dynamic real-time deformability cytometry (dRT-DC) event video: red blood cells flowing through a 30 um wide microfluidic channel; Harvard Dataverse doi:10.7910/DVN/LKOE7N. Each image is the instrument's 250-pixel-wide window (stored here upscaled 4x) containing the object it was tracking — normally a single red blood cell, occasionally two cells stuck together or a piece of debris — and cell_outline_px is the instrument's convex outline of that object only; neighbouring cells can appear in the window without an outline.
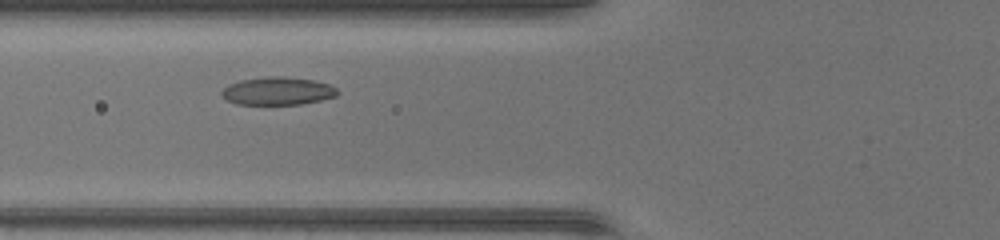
{"species": "common noctule bat (a hibernating species)", "species_latin": "Nyctalus noctula", "temperature_condition": "warm", "stored_images_in_passage": 35, "camera_frame_rate_fps": 3000, "um_per_image_px": 0.085, "animal": {"sex": "female", "body_mass_g": 17.0, "forearm_length_mm": 48.0}, "frame": {"image": 1, "passage_image": 7, "time_ms": 2.0, "image_size_px": [1000, 240], "cell_outline_px": [[340, 92], [336, 96], [320, 100], [300, 104], [236, 104], [220, 96], [220, 92], [228, 84], [240, 80], [268, 76], [284, 76], [312, 80], [328, 84], [336, 88]], "centroid_in_image_um": [23.57, 7.73], "position_along_channel_um": 102.2, "area_um2": 18.84}}
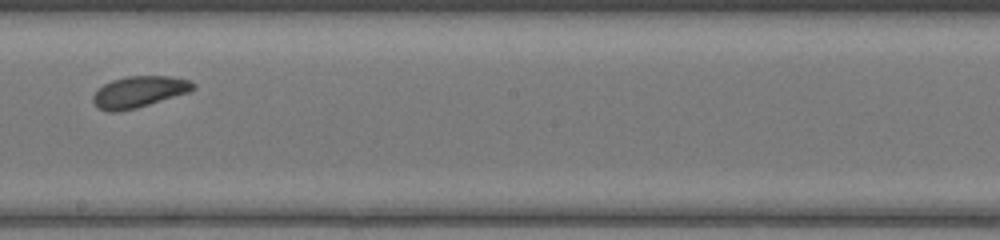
{"frame": {"image": 2, "passage_image": 16, "time_ms": 5.0, "image_size_px": [1000, 240], "cell_outline_px": [[196, 88], [188, 92], [136, 108], [116, 112], [108, 112], [100, 108], [92, 100], [92, 96], [104, 84], [112, 80], [128, 76], [168, 76], [188, 80], [196, 84]], "centroid_in_image_um": [11.82, 7.8], "position_along_channel_um": 236.4, "area_um2": 17.98}}
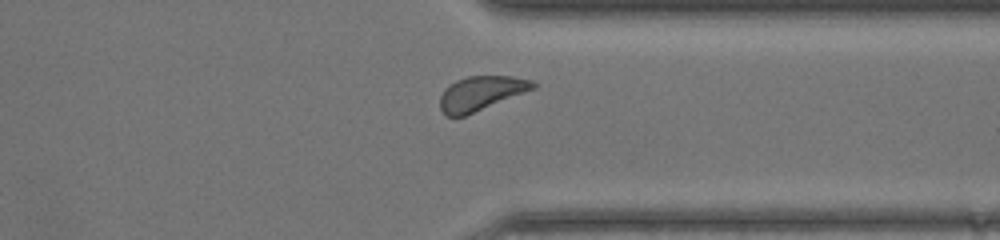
{"frame": {"image": 3, "passage_image": 25, "time_ms": 8.0, "image_size_px": [1000, 240], "cell_outline_px": [[536, 88], [464, 116], [448, 116], [440, 108], [440, 96], [444, 88], [456, 80], [468, 76], [512, 76], [532, 80], [536, 84]], "centroid_in_image_um": [40.88, 7.91], "position_along_channel_um": 370.5, "area_um2": 18.44}}